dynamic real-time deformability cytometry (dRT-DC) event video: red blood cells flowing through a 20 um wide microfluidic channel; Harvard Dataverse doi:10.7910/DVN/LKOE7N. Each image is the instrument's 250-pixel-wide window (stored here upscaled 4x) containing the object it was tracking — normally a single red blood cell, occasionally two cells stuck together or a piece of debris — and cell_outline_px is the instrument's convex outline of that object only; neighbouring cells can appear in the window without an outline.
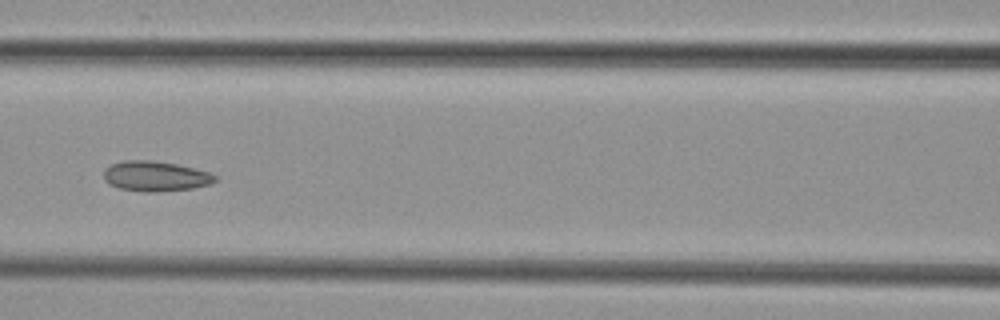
{"species": "common noctule bat (a hibernating species)", "species_latin": "Nyctalus noctula", "temperature_condition": "cold", "stored_images_in_passage": 5, "camera_frame_rate_fps": 3000, "um_per_image_px": 0.085, "animal": {"sex": "female", "body_mass_g": 29.2, "forearm_length_mm": 56.3}, "frame": {"image": 1, "passage_image": 5, "time_ms": 5.667, "image_size_px": [1000, 320], "cell_outline_px": [[220, 176], [212, 184], [192, 188], [156, 192], [144, 192], [120, 188], [108, 184], [104, 180], [104, 168], [112, 164], [124, 160], [148, 160], [176, 164], [208, 172]], "centroid_in_image_um": [13.21, 14.98], "position_along_channel_um": 153.4, "area_um2": 19.59}}